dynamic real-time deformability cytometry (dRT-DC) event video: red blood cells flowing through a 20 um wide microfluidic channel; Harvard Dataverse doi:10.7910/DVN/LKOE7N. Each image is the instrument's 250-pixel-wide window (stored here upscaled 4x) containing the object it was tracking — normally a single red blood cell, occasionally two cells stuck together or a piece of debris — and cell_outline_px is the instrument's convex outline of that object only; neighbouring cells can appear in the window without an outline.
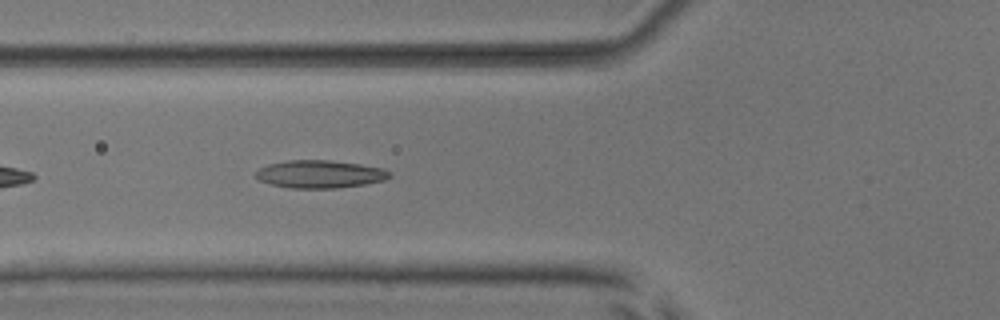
{"species": "common noctule bat (a hibernating species)", "species_latin": "Nyctalus noctula", "temperature_condition": "room temperature", "stored_images_in_passage": 5, "camera_frame_rate_fps": 3000, "um_per_image_px": 0.085, "animal": {"sex": "male", "body_mass_g": 17.9, "forearm_length_mm": 54.2}, "frame": {"image": 1, "passage_image": 5, "time_ms": 4.333, "image_size_px": [1000, 320], "cell_outline_px": [[392, 176], [384, 180], [364, 184], [336, 188], [292, 188], [272, 184], [260, 180], [256, 176], [256, 172], [260, 168], [268, 164], [288, 160], [328, 160], [360, 164], [384, 168], [392, 172]], "centroid_in_image_um": [27.24, 14.79], "position_along_channel_um": 98.6, "area_um2": 21.56}}